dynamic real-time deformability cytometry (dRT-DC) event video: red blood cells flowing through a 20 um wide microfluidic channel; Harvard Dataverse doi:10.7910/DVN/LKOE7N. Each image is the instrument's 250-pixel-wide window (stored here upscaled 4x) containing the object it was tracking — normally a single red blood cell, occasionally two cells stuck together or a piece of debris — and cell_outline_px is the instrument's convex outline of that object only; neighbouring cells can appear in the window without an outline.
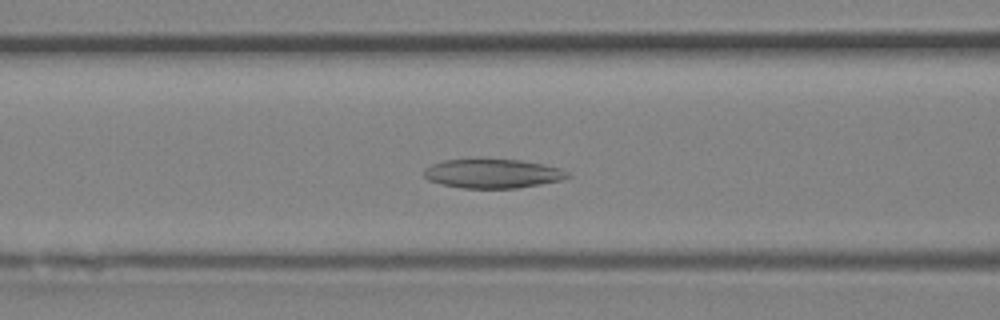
{"species": "Egyptian fruit bat (a non-hibernating species)", "species_latin": "Rousettus aegyptiacus", "temperature_condition": "room temperature", "stored_images_in_passage": 33, "segment_of_instrument_passage": [1, 2], "camera_frame_rate_fps": 3000, "um_per_image_px": 0.085, "animal": {"sex": "female"}, "frame": {"image": 1, "passage_image": 11, "time_ms": 3.333, "image_size_px": [1000, 320], "cell_outline_px": [[572, 176], [560, 180], [540, 184], [516, 188], [460, 188], [440, 184], [428, 180], [424, 176], [424, 168], [432, 164], [444, 160], [520, 160], [544, 164], [560, 168], [568, 172]], "centroid_in_image_um": [41.87, 14.76], "position_along_channel_um": 124.7, "area_um2": 24.22}}
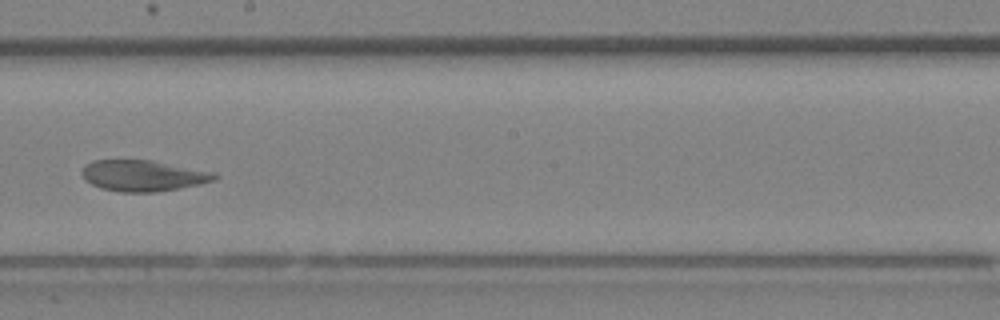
{"frame": {"image": 2, "passage_image": 17, "time_ms": 5.333, "image_size_px": [1000, 320], "cell_outline_px": [[220, 176], [216, 180], [200, 184], [180, 188], [156, 192], [120, 192], [100, 188], [84, 180], [80, 172], [84, 164], [92, 160], [152, 160], [216, 172]], "centroid_in_image_um": [12.16, 14.93], "position_along_channel_um": 236.0, "area_um2": 24.39}}
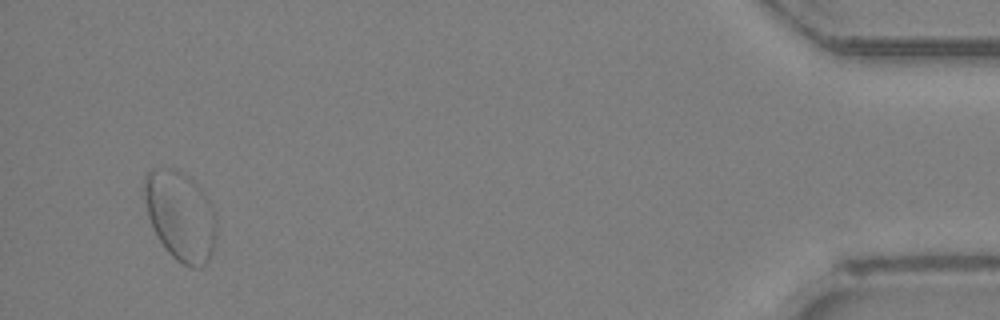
{"frame": {"image": 3, "passage_image": 31, "time_ms": 10.0, "image_size_px": [1000, 320], "cell_outline_px": [[216, 236], [212, 252], [208, 260], [200, 268], [192, 268], [176, 260], [168, 252], [160, 240], [148, 216], [144, 196], [144, 176], [152, 168], [176, 168], [188, 176], [204, 192], [212, 204], [216, 216]], "centroid_in_image_um": [15.35, 18.33], "position_along_channel_um": 419.8, "area_um2": 37.69}}